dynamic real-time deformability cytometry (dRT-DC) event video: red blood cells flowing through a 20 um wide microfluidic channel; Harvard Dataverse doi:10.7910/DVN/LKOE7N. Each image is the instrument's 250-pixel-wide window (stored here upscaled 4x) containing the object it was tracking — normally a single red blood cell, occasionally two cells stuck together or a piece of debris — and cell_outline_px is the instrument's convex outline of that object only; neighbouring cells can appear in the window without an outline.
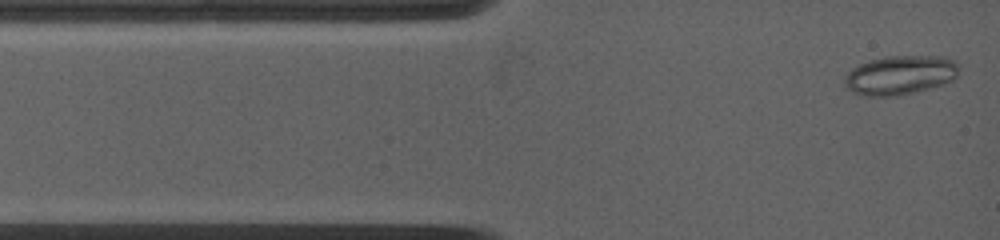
{"species": "common noctule bat (a hibernating species)", "species_latin": "Nyctalus noctula", "temperature_condition": "warm", "stored_images_in_passage": 63, "camera_frame_rate_fps": 4500, "um_per_image_px": 0.085, "animal": {"sex": "female", "body_mass_g": 19.0, "forearm_length_mm": 53.3}, "frame": {"image": 1, "passage_image": 2, "time_ms": 0.222, "image_size_px": [1000, 240], "cell_outline_px": [[960, 68], [956, 76], [952, 80], [944, 84], [916, 92], [896, 96], [864, 96], [852, 92], [844, 84], [844, 76], [852, 68], [860, 64], [884, 56], [944, 56], [956, 60], [960, 64]], "centroid_in_image_um": [76.54, 6.38], "position_along_channel_um": 8.5, "area_um2": 26.41}}
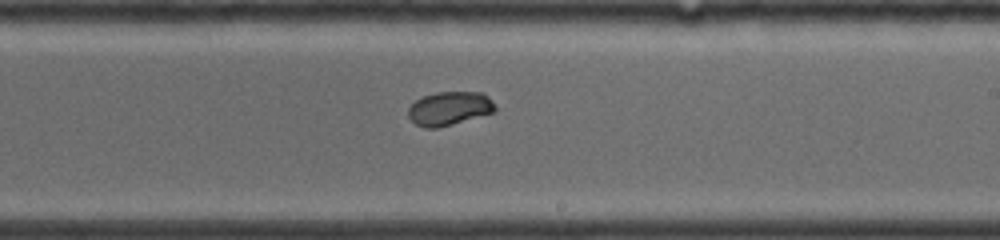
{"frame": {"image": 2, "passage_image": 35, "time_ms": 7.556, "image_size_px": [1000, 240], "cell_outline_px": [[496, 112], [452, 124], [436, 128], [424, 128], [416, 124], [408, 116], [408, 108], [416, 100], [424, 96], [436, 92], [484, 92], [492, 100], [496, 108]], "centroid_in_image_um": [38.22, 9.21], "position_along_channel_um": 250.8, "area_um2": 17.11}}
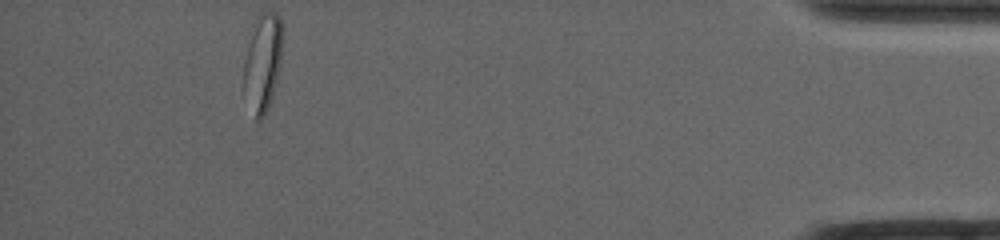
{"frame": {"image": 3, "passage_image": 63, "time_ms": 13.778, "image_size_px": [1000, 240], "cell_outline_px": [[284, 28], [280, 68], [276, 84], [268, 108], [264, 116], [260, 120], [256, 120], [244, 88], [244, 60], [252, 24], [256, 16], [260, 12], [276, 12], [280, 16]], "centroid_in_image_um": [22.36, 5.19], "position_along_channel_um": 412.8, "area_um2": 22.43}, "authors_computed_cell_mechanics": {"area_um2": 18.6116, "velocity_mm_per_s": 3.8972, "shape_relaxation_time_tau1_ms": 4.8062, "shape_relaxation_time_tau2_ms": null, "deformation_change_tau1": 0.1217, "deformation_change_tau2": null}}